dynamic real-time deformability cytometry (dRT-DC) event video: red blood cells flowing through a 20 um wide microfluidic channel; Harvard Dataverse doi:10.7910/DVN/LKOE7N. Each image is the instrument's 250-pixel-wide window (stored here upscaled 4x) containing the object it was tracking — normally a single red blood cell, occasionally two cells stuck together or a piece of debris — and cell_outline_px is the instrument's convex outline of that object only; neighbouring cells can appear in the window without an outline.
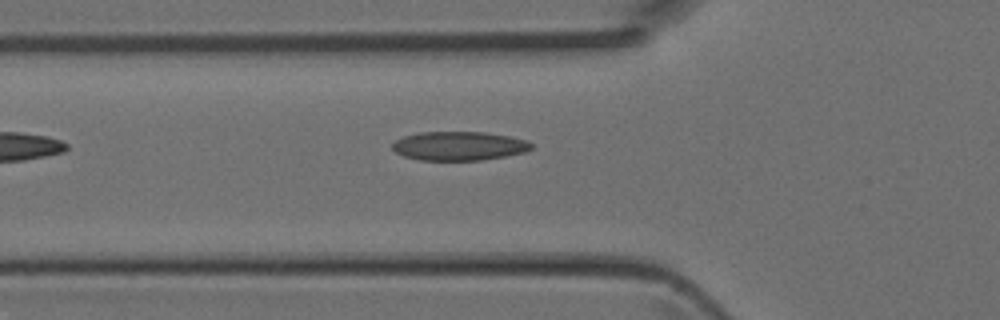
{"species": "Egyptian fruit bat (a non-hibernating species)", "species_latin": "Rousettus aegyptiacus", "temperature_condition": "room temperature", "stored_images_in_passage": 3, "camera_frame_rate_fps": 3000, "um_per_image_px": 0.085, "animal": {"sex": "female"}, "frame": {"image": 1, "passage_image": 3, "time_ms": 0.667, "image_size_px": [1000, 320], "cell_outline_px": [[532, 148], [524, 152], [504, 156], [480, 160], [420, 160], [404, 156], [396, 152], [392, 148], [392, 144], [396, 140], [404, 136], [420, 132], [484, 132], [508, 136], [524, 140], [532, 144]], "centroid_in_image_um": [38.98, 12.4], "position_along_channel_um": 86.8, "area_um2": 23.18}}